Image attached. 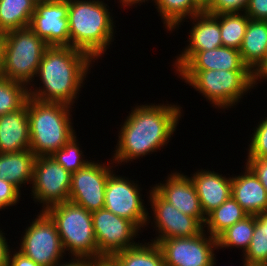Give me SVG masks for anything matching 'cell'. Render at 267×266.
<instances>
[{
  "mask_svg": "<svg viewBox=\"0 0 267 266\" xmlns=\"http://www.w3.org/2000/svg\"><path fill=\"white\" fill-rule=\"evenodd\" d=\"M168 103H137L131 108L119 126L112 151L111 159L117 167L165 149L173 139L184 111L179 104Z\"/></svg>",
  "mask_w": 267,
  "mask_h": 266,
  "instance_id": "6da1fadb",
  "label": "cell"
},
{
  "mask_svg": "<svg viewBox=\"0 0 267 266\" xmlns=\"http://www.w3.org/2000/svg\"><path fill=\"white\" fill-rule=\"evenodd\" d=\"M94 63L95 60L80 49L71 46H49L41 58L35 75L37 78L28 86L29 97L70 107L76 106L81 88H84ZM37 80L39 87L35 83Z\"/></svg>",
  "mask_w": 267,
  "mask_h": 266,
  "instance_id": "7a4b0ae2",
  "label": "cell"
},
{
  "mask_svg": "<svg viewBox=\"0 0 267 266\" xmlns=\"http://www.w3.org/2000/svg\"><path fill=\"white\" fill-rule=\"evenodd\" d=\"M110 8L105 0H69L70 46L88 53L95 61L102 59L116 40V22Z\"/></svg>",
  "mask_w": 267,
  "mask_h": 266,
  "instance_id": "3957f363",
  "label": "cell"
},
{
  "mask_svg": "<svg viewBox=\"0 0 267 266\" xmlns=\"http://www.w3.org/2000/svg\"><path fill=\"white\" fill-rule=\"evenodd\" d=\"M73 108L28 98L30 150L36 157L51 156L77 134L72 123Z\"/></svg>",
  "mask_w": 267,
  "mask_h": 266,
  "instance_id": "277c9868",
  "label": "cell"
},
{
  "mask_svg": "<svg viewBox=\"0 0 267 266\" xmlns=\"http://www.w3.org/2000/svg\"><path fill=\"white\" fill-rule=\"evenodd\" d=\"M175 75L223 112L238 106L253 89L251 70H178Z\"/></svg>",
  "mask_w": 267,
  "mask_h": 266,
  "instance_id": "5b68a950",
  "label": "cell"
},
{
  "mask_svg": "<svg viewBox=\"0 0 267 266\" xmlns=\"http://www.w3.org/2000/svg\"><path fill=\"white\" fill-rule=\"evenodd\" d=\"M45 212L54 221L68 257L99 259L91 212L71 201L54 205Z\"/></svg>",
  "mask_w": 267,
  "mask_h": 266,
  "instance_id": "8992f818",
  "label": "cell"
},
{
  "mask_svg": "<svg viewBox=\"0 0 267 266\" xmlns=\"http://www.w3.org/2000/svg\"><path fill=\"white\" fill-rule=\"evenodd\" d=\"M3 39L4 78L29 86L49 46L30 27L8 31Z\"/></svg>",
  "mask_w": 267,
  "mask_h": 266,
  "instance_id": "52a82bcc",
  "label": "cell"
},
{
  "mask_svg": "<svg viewBox=\"0 0 267 266\" xmlns=\"http://www.w3.org/2000/svg\"><path fill=\"white\" fill-rule=\"evenodd\" d=\"M37 213L36 218L22 232L20 247L16 248L40 266H54L66 259L60 235L54 221L45 211Z\"/></svg>",
  "mask_w": 267,
  "mask_h": 266,
  "instance_id": "ba28073f",
  "label": "cell"
},
{
  "mask_svg": "<svg viewBox=\"0 0 267 266\" xmlns=\"http://www.w3.org/2000/svg\"><path fill=\"white\" fill-rule=\"evenodd\" d=\"M146 197L148 198V211L146 227L153 225L156 236L150 239L153 243L161 240L179 237H194L204 230V225L195 217L183 214L172 204L164 200L151 186ZM149 194V195H148ZM151 215V216H149ZM153 218V219H152ZM153 220V221H152Z\"/></svg>",
  "mask_w": 267,
  "mask_h": 266,
  "instance_id": "9c48e42d",
  "label": "cell"
},
{
  "mask_svg": "<svg viewBox=\"0 0 267 266\" xmlns=\"http://www.w3.org/2000/svg\"><path fill=\"white\" fill-rule=\"evenodd\" d=\"M70 185L71 173L51 156L36 157L30 194L40 211L69 201Z\"/></svg>",
  "mask_w": 267,
  "mask_h": 266,
  "instance_id": "30bf717a",
  "label": "cell"
},
{
  "mask_svg": "<svg viewBox=\"0 0 267 266\" xmlns=\"http://www.w3.org/2000/svg\"><path fill=\"white\" fill-rule=\"evenodd\" d=\"M92 224L99 259L111 258L117 252L140 243V240L136 242V239L141 238L138 236L142 230L134 222L121 218L105 208L92 212Z\"/></svg>",
  "mask_w": 267,
  "mask_h": 266,
  "instance_id": "8fae6325",
  "label": "cell"
},
{
  "mask_svg": "<svg viewBox=\"0 0 267 266\" xmlns=\"http://www.w3.org/2000/svg\"><path fill=\"white\" fill-rule=\"evenodd\" d=\"M139 181L113 172L106 183L104 208L115 215L134 222L141 230L146 228L148 210L142 199Z\"/></svg>",
  "mask_w": 267,
  "mask_h": 266,
  "instance_id": "7c38bea8",
  "label": "cell"
},
{
  "mask_svg": "<svg viewBox=\"0 0 267 266\" xmlns=\"http://www.w3.org/2000/svg\"><path fill=\"white\" fill-rule=\"evenodd\" d=\"M90 161L85 167L71 174L69 201L89 212L104 208L105 189L109 176L116 170V164Z\"/></svg>",
  "mask_w": 267,
  "mask_h": 266,
  "instance_id": "4fadbf2b",
  "label": "cell"
},
{
  "mask_svg": "<svg viewBox=\"0 0 267 266\" xmlns=\"http://www.w3.org/2000/svg\"><path fill=\"white\" fill-rule=\"evenodd\" d=\"M165 266H212L217 238L202 231L194 237L168 238L158 243Z\"/></svg>",
  "mask_w": 267,
  "mask_h": 266,
  "instance_id": "5bb4252c",
  "label": "cell"
},
{
  "mask_svg": "<svg viewBox=\"0 0 267 266\" xmlns=\"http://www.w3.org/2000/svg\"><path fill=\"white\" fill-rule=\"evenodd\" d=\"M68 9L69 0L38 3L29 27L48 46H70Z\"/></svg>",
  "mask_w": 267,
  "mask_h": 266,
  "instance_id": "9a60e30c",
  "label": "cell"
},
{
  "mask_svg": "<svg viewBox=\"0 0 267 266\" xmlns=\"http://www.w3.org/2000/svg\"><path fill=\"white\" fill-rule=\"evenodd\" d=\"M192 23L189 29L188 43L177 54L172 69L176 73L196 52L212 50L223 46L219 24V14H210L206 11L188 18Z\"/></svg>",
  "mask_w": 267,
  "mask_h": 266,
  "instance_id": "2e32d148",
  "label": "cell"
},
{
  "mask_svg": "<svg viewBox=\"0 0 267 266\" xmlns=\"http://www.w3.org/2000/svg\"><path fill=\"white\" fill-rule=\"evenodd\" d=\"M152 188L167 202L183 214L197 218L203 225L206 216L202 210L195 185L189 175H184L181 171H172L154 184Z\"/></svg>",
  "mask_w": 267,
  "mask_h": 266,
  "instance_id": "e0dca14e",
  "label": "cell"
},
{
  "mask_svg": "<svg viewBox=\"0 0 267 266\" xmlns=\"http://www.w3.org/2000/svg\"><path fill=\"white\" fill-rule=\"evenodd\" d=\"M190 175L205 216L231 197L232 175L210 169H198Z\"/></svg>",
  "mask_w": 267,
  "mask_h": 266,
  "instance_id": "ac0fdd59",
  "label": "cell"
},
{
  "mask_svg": "<svg viewBox=\"0 0 267 266\" xmlns=\"http://www.w3.org/2000/svg\"><path fill=\"white\" fill-rule=\"evenodd\" d=\"M244 165L243 172L232 175L231 196L248 215H259L267 211V192L255 173Z\"/></svg>",
  "mask_w": 267,
  "mask_h": 266,
  "instance_id": "d6986e66",
  "label": "cell"
},
{
  "mask_svg": "<svg viewBox=\"0 0 267 266\" xmlns=\"http://www.w3.org/2000/svg\"><path fill=\"white\" fill-rule=\"evenodd\" d=\"M30 149V129L26 104L16 111L0 115V153Z\"/></svg>",
  "mask_w": 267,
  "mask_h": 266,
  "instance_id": "ffe728a7",
  "label": "cell"
},
{
  "mask_svg": "<svg viewBox=\"0 0 267 266\" xmlns=\"http://www.w3.org/2000/svg\"><path fill=\"white\" fill-rule=\"evenodd\" d=\"M179 70H250L240 51L221 46L196 52Z\"/></svg>",
  "mask_w": 267,
  "mask_h": 266,
  "instance_id": "44dd1931",
  "label": "cell"
},
{
  "mask_svg": "<svg viewBox=\"0 0 267 266\" xmlns=\"http://www.w3.org/2000/svg\"><path fill=\"white\" fill-rule=\"evenodd\" d=\"M35 159L36 156L30 149L0 153V179L7 180L20 191L28 184L31 187Z\"/></svg>",
  "mask_w": 267,
  "mask_h": 266,
  "instance_id": "7402d4cb",
  "label": "cell"
},
{
  "mask_svg": "<svg viewBox=\"0 0 267 266\" xmlns=\"http://www.w3.org/2000/svg\"><path fill=\"white\" fill-rule=\"evenodd\" d=\"M152 3L167 33L180 29L186 19L205 11L198 0H154Z\"/></svg>",
  "mask_w": 267,
  "mask_h": 266,
  "instance_id": "603a6c76",
  "label": "cell"
},
{
  "mask_svg": "<svg viewBox=\"0 0 267 266\" xmlns=\"http://www.w3.org/2000/svg\"><path fill=\"white\" fill-rule=\"evenodd\" d=\"M239 51L243 62L253 71L267 55V21L249 20Z\"/></svg>",
  "mask_w": 267,
  "mask_h": 266,
  "instance_id": "cb8c5ba5",
  "label": "cell"
},
{
  "mask_svg": "<svg viewBox=\"0 0 267 266\" xmlns=\"http://www.w3.org/2000/svg\"><path fill=\"white\" fill-rule=\"evenodd\" d=\"M146 241L143 239L138 245L117 252L111 259L118 266H165L158 244Z\"/></svg>",
  "mask_w": 267,
  "mask_h": 266,
  "instance_id": "d4e9b609",
  "label": "cell"
},
{
  "mask_svg": "<svg viewBox=\"0 0 267 266\" xmlns=\"http://www.w3.org/2000/svg\"><path fill=\"white\" fill-rule=\"evenodd\" d=\"M246 216L248 214L231 196L206 216L204 231L217 238L228 227L243 220Z\"/></svg>",
  "mask_w": 267,
  "mask_h": 266,
  "instance_id": "484cf974",
  "label": "cell"
},
{
  "mask_svg": "<svg viewBox=\"0 0 267 266\" xmlns=\"http://www.w3.org/2000/svg\"><path fill=\"white\" fill-rule=\"evenodd\" d=\"M35 5L33 0H0V28L6 33L29 27Z\"/></svg>",
  "mask_w": 267,
  "mask_h": 266,
  "instance_id": "4316f807",
  "label": "cell"
},
{
  "mask_svg": "<svg viewBox=\"0 0 267 266\" xmlns=\"http://www.w3.org/2000/svg\"><path fill=\"white\" fill-rule=\"evenodd\" d=\"M255 229V215H248L233 224L217 237L218 252L220 249H238L243 255L250 245ZM230 247V248H229Z\"/></svg>",
  "mask_w": 267,
  "mask_h": 266,
  "instance_id": "83f0119b",
  "label": "cell"
},
{
  "mask_svg": "<svg viewBox=\"0 0 267 266\" xmlns=\"http://www.w3.org/2000/svg\"><path fill=\"white\" fill-rule=\"evenodd\" d=\"M249 20L245 12L219 14L222 45L240 50Z\"/></svg>",
  "mask_w": 267,
  "mask_h": 266,
  "instance_id": "f1b7e54d",
  "label": "cell"
},
{
  "mask_svg": "<svg viewBox=\"0 0 267 266\" xmlns=\"http://www.w3.org/2000/svg\"><path fill=\"white\" fill-rule=\"evenodd\" d=\"M28 98L27 85L7 78L0 79V115L21 109Z\"/></svg>",
  "mask_w": 267,
  "mask_h": 266,
  "instance_id": "f546056e",
  "label": "cell"
},
{
  "mask_svg": "<svg viewBox=\"0 0 267 266\" xmlns=\"http://www.w3.org/2000/svg\"><path fill=\"white\" fill-rule=\"evenodd\" d=\"M80 147L82 148L76 134L51 157L72 174L92 161L85 158L87 156L84 155V151Z\"/></svg>",
  "mask_w": 267,
  "mask_h": 266,
  "instance_id": "4dcf8cb0",
  "label": "cell"
},
{
  "mask_svg": "<svg viewBox=\"0 0 267 266\" xmlns=\"http://www.w3.org/2000/svg\"><path fill=\"white\" fill-rule=\"evenodd\" d=\"M250 265L267 264V226L255 215V229L246 252L241 255Z\"/></svg>",
  "mask_w": 267,
  "mask_h": 266,
  "instance_id": "1f68e13d",
  "label": "cell"
},
{
  "mask_svg": "<svg viewBox=\"0 0 267 266\" xmlns=\"http://www.w3.org/2000/svg\"><path fill=\"white\" fill-rule=\"evenodd\" d=\"M248 143L246 159L267 158V117L261 118L257 126L253 127Z\"/></svg>",
  "mask_w": 267,
  "mask_h": 266,
  "instance_id": "d6a6232c",
  "label": "cell"
},
{
  "mask_svg": "<svg viewBox=\"0 0 267 266\" xmlns=\"http://www.w3.org/2000/svg\"><path fill=\"white\" fill-rule=\"evenodd\" d=\"M249 0H212L205 11L210 14L245 12Z\"/></svg>",
  "mask_w": 267,
  "mask_h": 266,
  "instance_id": "836d02e7",
  "label": "cell"
},
{
  "mask_svg": "<svg viewBox=\"0 0 267 266\" xmlns=\"http://www.w3.org/2000/svg\"><path fill=\"white\" fill-rule=\"evenodd\" d=\"M21 195V191L15 185L0 179V211L17 205Z\"/></svg>",
  "mask_w": 267,
  "mask_h": 266,
  "instance_id": "e575fe53",
  "label": "cell"
},
{
  "mask_svg": "<svg viewBox=\"0 0 267 266\" xmlns=\"http://www.w3.org/2000/svg\"><path fill=\"white\" fill-rule=\"evenodd\" d=\"M245 13L251 20L267 21V0H249Z\"/></svg>",
  "mask_w": 267,
  "mask_h": 266,
  "instance_id": "d590c367",
  "label": "cell"
},
{
  "mask_svg": "<svg viewBox=\"0 0 267 266\" xmlns=\"http://www.w3.org/2000/svg\"><path fill=\"white\" fill-rule=\"evenodd\" d=\"M246 165L255 173L267 192V158L246 159Z\"/></svg>",
  "mask_w": 267,
  "mask_h": 266,
  "instance_id": "8d00e7d4",
  "label": "cell"
},
{
  "mask_svg": "<svg viewBox=\"0 0 267 266\" xmlns=\"http://www.w3.org/2000/svg\"><path fill=\"white\" fill-rule=\"evenodd\" d=\"M13 249V250H12ZM8 266H40L35 261L25 256L18 249L11 248L8 256Z\"/></svg>",
  "mask_w": 267,
  "mask_h": 266,
  "instance_id": "74e56055",
  "label": "cell"
},
{
  "mask_svg": "<svg viewBox=\"0 0 267 266\" xmlns=\"http://www.w3.org/2000/svg\"><path fill=\"white\" fill-rule=\"evenodd\" d=\"M266 81H267V55L252 71L253 90L257 87L256 86L257 84H261V82L265 83Z\"/></svg>",
  "mask_w": 267,
  "mask_h": 266,
  "instance_id": "f35d334b",
  "label": "cell"
},
{
  "mask_svg": "<svg viewBox=\"0 0 267 266\" xmlns=\"http://www.w3.org/2000/svg\"><path fill=\"white\" fill-rule=\"evenodd\" d=\"M3 229L0 228V266H8V256L12 247L8 244Z\"/></svg>",
  "mask_w": 267,
  "mask_h": 266,
  "instance_id": "ab89813d",
  "label": "cell"
},
{
  "mask_svg": "<svg viewBox=\"0 0 267 266\" xmlns=\"http://www.w3.org/2000/svg\"><path fill=\"white\" fill-rule=\"evenodd\" d=\"M68 261L61 260L54 266H93L95 260L86 257H71Z\"/></svg>",
  "mask_w": 267,
  "mask_h": 266,
  "instance_id": "60d3db41",
  "label": "cell"
},
{
  "mask_svg": "<svg viewBox=\"0 0 267 266\" xmlns=\"http://www.w3.org/2000/svg\"><path fill=\"white\" fill-rule=\"evenodd\" d=\"M117 1H118L117 3L120 5V7L122 5L121 8L124 7L126 9V8L130 7L132 9V7L136 8L138 5L141 6V4H143V3H146V2L149 3V1L153 2L154 0H117Z\"/></svg>",
  "mask_w": 267,
  "mask_h": 266,
  "instance_id": "b9f144b4",
  "label": "cell"
},
{
  "mask_svg": "<svg viewBox=\"0 0 267 266\" xmlns=\"http://www.w3.org/2000/svg\"><path fill=\"white\" fill-rule=\"evenodd\" d=\"M4 78V39L0 37V79Z\"/></svg>",
  "mask_w": 267,
  "mask_h": 266,
  "instance_id": "7bdbcfd3",
  "label": "cell"
},
{
  "mask_svg": "<svg viewBox=\"0 0 267 266\" xmlns=\"http://www.w3.org/2000/svg\"><path fill=\"white\" fill-rule=\"evenodd\" d=\"M93 266H118L111 258H101L93 262Z\"/></svg>",
  "mask_w": 267,
  "mask_h": 266,
  "instance_id": "ee69618b",
  "label": "cell"
},
{
  "mask_svg": "<svg viewBox=\"0 0 267 266\" xmlns=\"http://www.w3.org/2000/svg\"><path fill=\"white\" fill-rule=\"evenodd\" d=\"M256 217L265 225L267 226V211L263 212L259 215H256Z\"/></svg>",
  "mask_w": 267,
  "mask_h": 266,
  "instance_id": "f6af8a7d",
  "label": "cell"
},
{
  "mask_svg": "<svg viewBox=\"0 0 267 266\" xmlns=\"http://www.w3.org/2000/svg\"><path fill=\"white\" fill-rule=\"evenodd\" d=\"M243 262H242V266H251L247 261H244V260H242ZM217 260H216V258H214L213 259V262H212V266H216L217 264Z\"/></svg>",
  "mask_w": 267,
  "mask_h": 266,
  "instance_id": "bcb514c9",
  "label": "cell"
},
{
  "mask_svg": "<svg viewBox=\"0 0 267 266\" xmlns=\"http://www.w3.org/2000/svg\"><path fill=\"white\" fill-rule=\"evenodd\" d=\"M204 7H206L212 0H198Z\"/></svg>",
  "mask_w": 267,
  "mask_h": 266,
  "instance_id": "7dc6e473",
  "label": "cell"
},
{
  "mask_svg": "<svg viewBox=\"0 0 267 266\" xmlns=\"http://www.w3.org/2000/svg\"><path fill=\"white\" fill-rule=\"evenodd\" d=\"M36 4L38 3H44V2H50V1H57V0H33Z\"/></svg>",
  "mask_w": 267,
  "mask_h": 266,
  "instance_id": "c3c4849f",
  "label": "cell"
},
{
  "mask_svg": "<svg viewBox=\"0 0 267 266\" xmlns=\"http://www.w3.org/2000/svg\"><path fill=\"white\" fill-rule=\"evenodd\" d=\"M5 32L0 28V37H3Z\"/></svg>",
  "mask_w": 267,
  "mask_h": 266,
  "instance_id": "681fc988",
  "label": "cell"
},
{
  "mask_svg": "<svg viewBox=\"0 0 267 266\" xmlns=\"http://www.w3.org/2000/svg\"><path fill=\"white\" fill-rule=\"evenodd\" d=\"M251 266H267V264H256V265H251Z\"/></svg>",
  "mask_w": 267,
  "mask_h": 266,
  "instance_id": "f907efd6",
  "label": "cell"
}]
</instances>
